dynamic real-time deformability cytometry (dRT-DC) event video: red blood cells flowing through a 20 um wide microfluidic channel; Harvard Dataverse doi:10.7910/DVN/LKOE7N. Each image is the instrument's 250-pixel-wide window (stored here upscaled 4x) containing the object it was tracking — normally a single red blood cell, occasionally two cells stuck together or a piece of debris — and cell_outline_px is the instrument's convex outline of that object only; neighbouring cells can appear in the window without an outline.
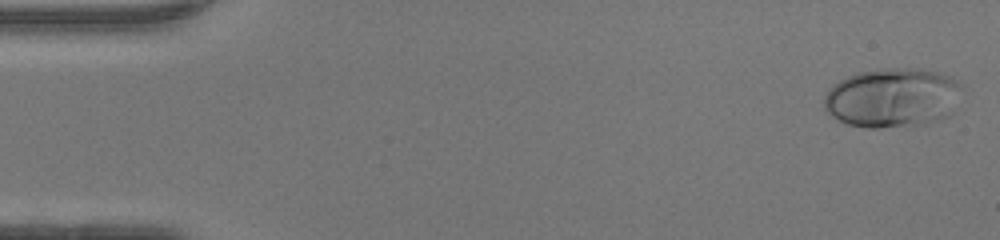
{"species": "human", "species_latin": "Homo sapiens", "temperature_condition": "warm", "stored_images_in_passage": 48, "camera_frame_rate_fps": 3000, "um_per_image_px": 0.085, "donor": {"sex": "female"}, "frame": {"image": 1, "passage_image": 1, "time_ms": 0.0, "image_size_px": [1000, 240], "cell_outline_px": [[964, 88], [952, 112], [948, 116], [940, 120], [928, 124], [880, 128], [864, 128], [848, 124], [832, 116], [824, 108], [824, 96], [828, 88], [832, 84], [856, 72], [884, 68], [920, 68], [952, 76]], "centroid_in_image_um": [75.88, 8.3], "position_along_channel_um": 9.1, "area_um2": 48.49}}
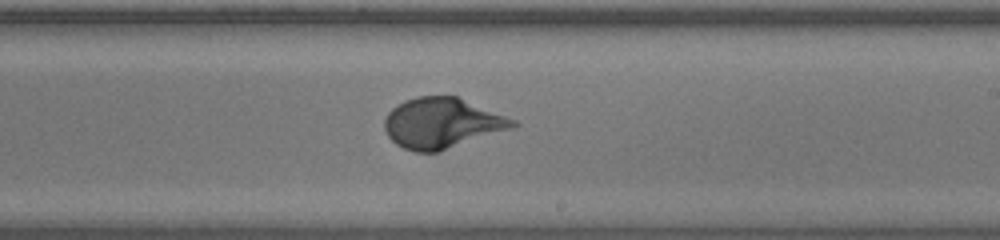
{"frame": {"image": 2, "passage_image": 28, "time_ms": 9.0, "image_size_px": [1000, 240], "cell_outline_px": [[520, 124], [512, 128], [440, 152], [416, 152], [404, 148], [396, 144], [388, 136], [384, 128], [384, 120], [388, 112], [392, 108], [404, 100], [416, 96], [456, 96], [516, 120]], "centroid_in_image_um": [37.55, 10.47], "position_along_channel_um": 251.4, "area_um2": 37.69}}
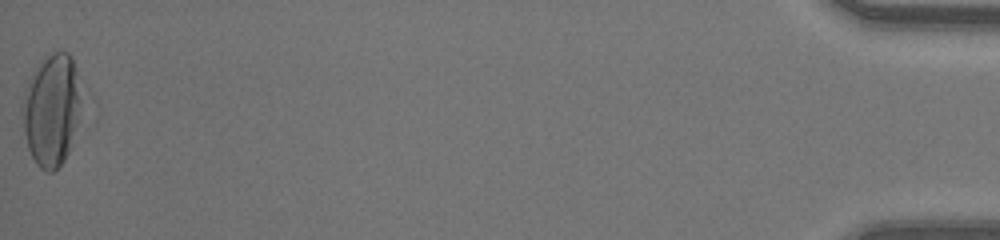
{"frame": {"image": 3, "passage_image": 48, "time_ms": 15.667, "image_size_px": [1000, 240], "cell_outline_px": [[96, 104], [64, 160], [52, 172], [48, 172], [40, 168], [36, 164], [28, 148], [24, 132], [20, 112], [20, 104], [24, 88], [44, 56], [52, 52], [68, 52], [72, 56], [96, 100]], "centroid_in_image_um": [4.67, 9.27], "position_along_channel_um": 430.5, "area_um2": 43.7}, "authors_computed_cell_mechanics": {"area_um2": 37.5122, "velocity_mm_per_s": 4.2602, "shape_relaxation_time_tau1_ms": 3.1136, "shape_relaxation_time_tau2_ms": null, "deformation_change_tau1": 0.1969, "deformation_change_tau2": null}}